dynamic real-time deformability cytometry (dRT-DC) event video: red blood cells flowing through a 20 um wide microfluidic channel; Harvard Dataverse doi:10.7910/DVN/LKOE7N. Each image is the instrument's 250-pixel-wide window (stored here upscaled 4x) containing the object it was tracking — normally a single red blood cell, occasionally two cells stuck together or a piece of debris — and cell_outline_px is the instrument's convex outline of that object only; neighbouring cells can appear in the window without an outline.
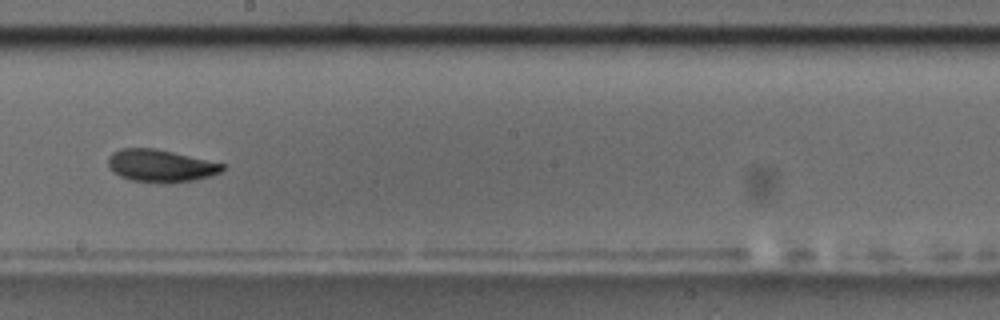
{"species": "common noctule bat (a hibernating species)", "species_latin": "Nyctalus noctula", "temperature_condition": "room temperature", "stored_images_in_passage": 10, "camera_frame_rate_fps": 3000, "um_per_image_px": 0.085, "animal": {"sex": "male", "body_mass_g": 17.5, "forearm_length_mm": 52.3}, "frame": {"image": 1, "passage_image": 9, "time_ms": 9.333, "image_size_px": [1000, 320], "cell_outline_px": [[224, 168], [220, 172], [212, 176], [192, 180], [168, 184], [160, 184], [132, 180], [120, 176], [112, 172], [108, 168], [108, 156], [112, 152], [120, 148], [156, 148], [224, 164]], "centroid_in_image_um": [13.6, 14.1], "position_along_channel_um": 234.6, "area_um2": 21.85}}
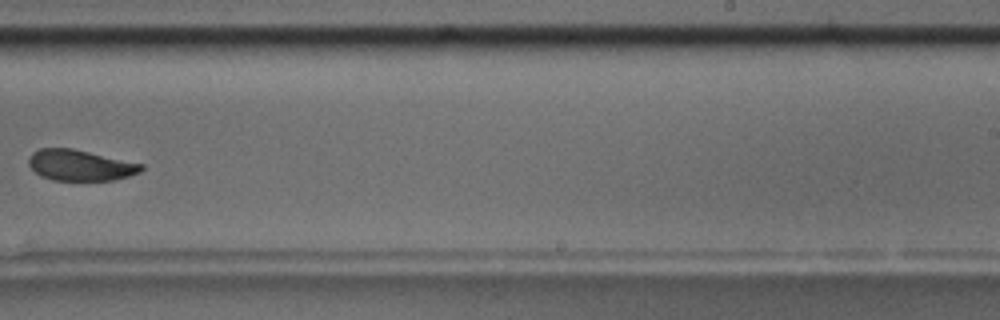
{"frame": {"image": 2, "passage_image": 10, "time_ms": 10.667, "image_size_px": [1000, 320], "cell_outline_px": [[144, 168], [140, 172], [128, 176], [112, 180], [52, 180], [40, 176], [28, 164], [28, 160], [32, 152], [40, 148], [72, 148], [144, 164]], "centroid_in_image_um": [6.81, 14.04], "position_along_channel_um": 282.2, "area_um2": 20.23}}